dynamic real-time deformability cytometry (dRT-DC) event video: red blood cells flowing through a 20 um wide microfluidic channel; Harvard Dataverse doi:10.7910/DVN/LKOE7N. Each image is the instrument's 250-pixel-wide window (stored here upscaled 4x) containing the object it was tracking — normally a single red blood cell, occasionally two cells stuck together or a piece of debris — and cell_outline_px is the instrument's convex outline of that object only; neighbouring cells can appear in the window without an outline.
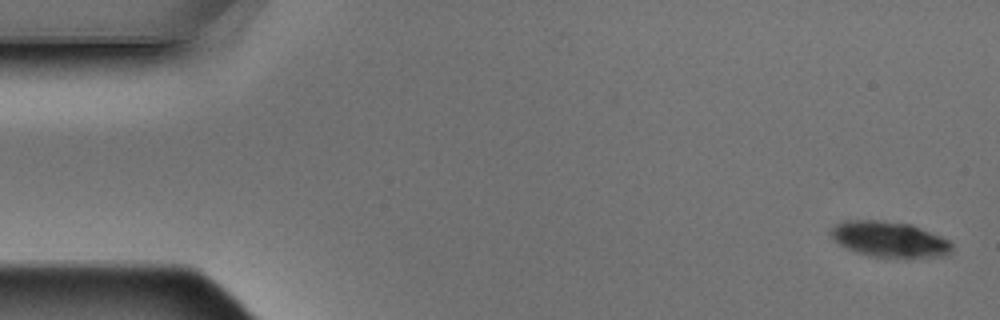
{"species": "Egyptian fruit bat (a non-hibernating species)", "species_latin": "Rousettus aegyptiacus", "temperature_condition": "warm", "stored_images_in_passage": 6, "camera_frame_rate_fps": 3000, "um_per_image_px": 0.085, "animal": {"sex": "male"}, "frame": {"image": 1, "passage_image": 1, "time_ms": 0.0, "image_size_px": [1000, 320], "cell_outline_px": [[952, 248], [948, 252], [940, 256], [916, 260], [896, 260], [872, 256], [856, 252], [832, 240], [828, 232], [836, 224], [844, 220], [880, 220], [912, 224], [940, 236], [948, 240], [952, 244]], "centroid_in_image_um": [75.6, 20.38], "position_along_channel_um": 9.4, "area_um2": 25.95}}